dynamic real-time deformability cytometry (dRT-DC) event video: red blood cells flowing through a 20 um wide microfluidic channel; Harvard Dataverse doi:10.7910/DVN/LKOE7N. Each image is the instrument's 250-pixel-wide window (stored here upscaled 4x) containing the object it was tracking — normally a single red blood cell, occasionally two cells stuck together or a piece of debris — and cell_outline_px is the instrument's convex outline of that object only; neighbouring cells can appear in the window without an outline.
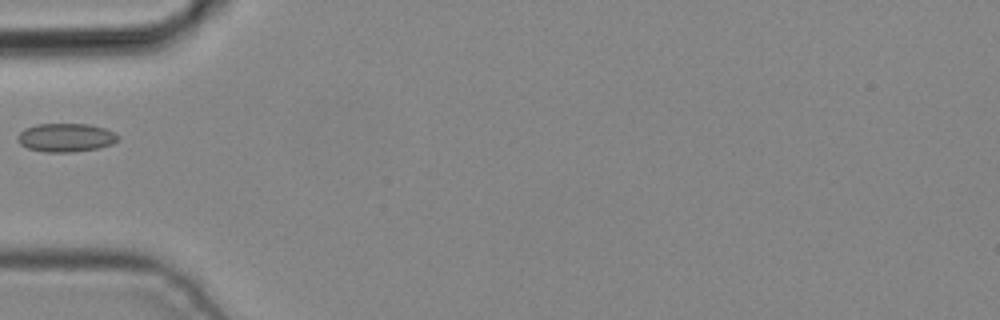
{"species": "common noctule bat (a hibernating species)", "species_latin": "Nyctalus noctula", "temperature_condition": "cold", "stored_images_in_passage": 4, "camera_frame_rate_fps": 3000, "um_per_image_px": 0.085, "animal": {"sex": "male", "body_mass_g": 19.2, "forearm_length_mm": 51.8}, "frame": {"image": 1, "passage_image": 4, "time_ms": 1.0, "image_size_px": [1000, 320], "cell_outline_px": [[120, 140], [112, 144], [100, 148], [72, 152], [44, 152], [28, 148], [20, 144], [16, 140], [16, 136], [24, 128], [36, 124], [88, 124], [104, 128], [120, 136]], "centroid_in_image_um": [5.58, 11.7], "position_along_channel_um": 79.4, "area_um2": 16.88}}